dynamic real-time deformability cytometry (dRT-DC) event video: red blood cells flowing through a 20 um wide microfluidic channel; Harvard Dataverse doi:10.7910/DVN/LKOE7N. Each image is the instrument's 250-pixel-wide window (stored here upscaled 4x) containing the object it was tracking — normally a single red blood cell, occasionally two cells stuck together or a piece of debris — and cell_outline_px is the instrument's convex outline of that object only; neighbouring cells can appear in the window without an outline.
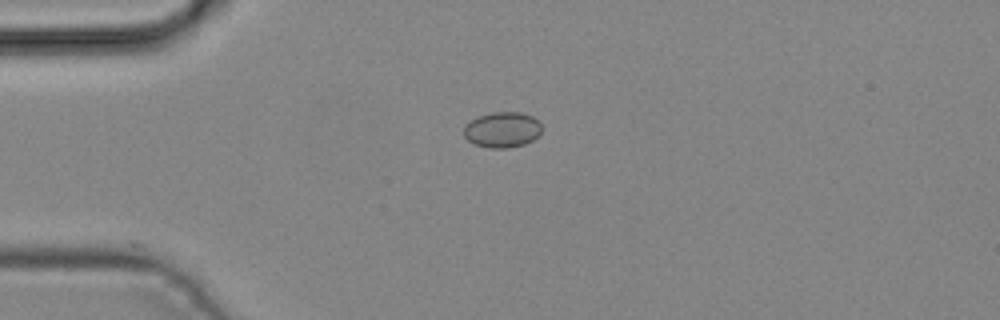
{"species": "common noctule bat (a hibernating species)", "species_latin": "Nyctalus noctula", "temperature_condition": "cold", "stored_images_in_passage": 5, "camera_frame_rate_fps": 3000, "um_per_image_px": 0.085, "animal": {"sex": "male", "body_mass_g": 19.2, "forearm_length_mm": 51.8}, "frame": {"image": 1, "passage_image": 4, "time_ms": 1.0, "image_size_px": [1000, 320], "cell_outline_px": [[540, 132], [532, 140], [524, 144], [508, 148], [488, 148], [476, 144], [468, 140], [464, 136], [464, 128], [476, 116], [492, 112], [520, 112], [532, 116], [540, 124]], "centroid_in_image_um": [42.67, 11.02], "position_along_channel_um": 42.3, "area_um2": 15.95}}